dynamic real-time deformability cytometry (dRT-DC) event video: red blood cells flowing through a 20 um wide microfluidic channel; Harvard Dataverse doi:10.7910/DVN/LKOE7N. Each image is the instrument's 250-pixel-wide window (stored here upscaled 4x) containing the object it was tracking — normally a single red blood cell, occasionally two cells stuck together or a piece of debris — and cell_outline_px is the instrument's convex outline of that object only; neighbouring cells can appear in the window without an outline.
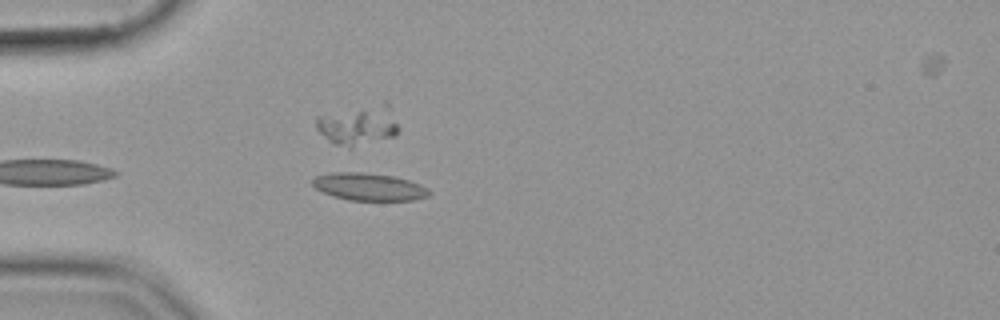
{"species": "common noctule bat (a hibernating species)", "species_latin": "Nyctalus noctula", "temperature_condition": "cold", "stored_images_in_passage": 40, "camera_frame_rate_fps": 3000, "um_per_image_px": 0.085, "animal": {"sex": "female", "body_mass_g": 19.9}, "frame": {"image": 1, "passage_image": 4, "time_ms": 1.0, "image_size_px": [1000, 320], "cell_outline_px": [[432, 192], [428, 196], [412, 200], [348, 200], [332, 196], [316, 188], [312, 184], [312, 180], [316, 176], [332, 172], [364, 172], [396, 176], [420, 184], [428, 188]], "centroid_in_image_um": [31.37, 15.87], "position_along_channel_um": 53.6, "area_um2": 18.73}}
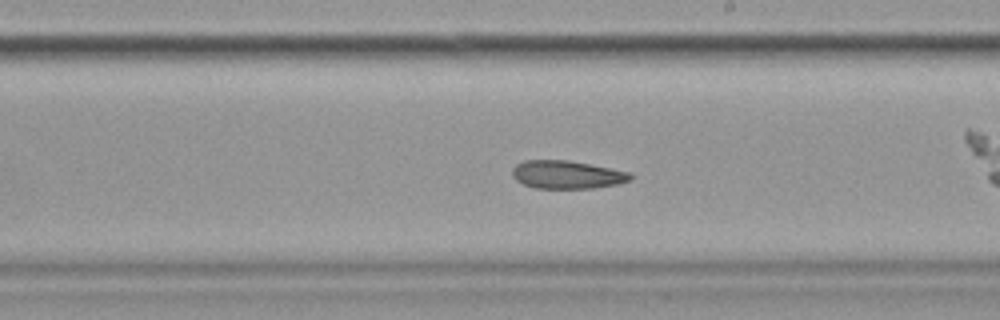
{"frame": {"image": 2, "passage_image": 17, "time_ms": 5.333, "image_size_px": [1000, 320], "cell_outline_px": [[632, 180], [620, 184], [592, 188], [536, 188], [524, 184], [516, 180], [512, 176], [512, 168], [516, 164], [524, 160], [568, 160], [632, 172]], "centroid_in_image_um": [48.22, 14.84], "position_along_channel_um": 240.8, "area_um2": 19.48}}
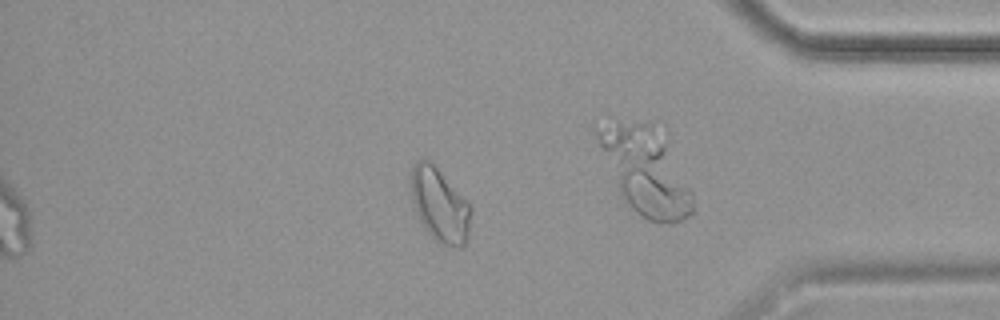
{"frame": {"image": 3, "passage_image": 32, "time_ms": 10.333, "image_size_px": [1000, 320], "cell_outline_px": [[472, 212], [468, 236], [464, 248], [456, 248], [440, 244], [424, 228], [416, 212], [412, 200], [412, 168], [416, 160], [424, 156], [436, 168], [472, 208]], "centroid_in_image_um": [37.39, 17.48], "position_along_channel_um": 397.8, "area_um2": 25.37}}